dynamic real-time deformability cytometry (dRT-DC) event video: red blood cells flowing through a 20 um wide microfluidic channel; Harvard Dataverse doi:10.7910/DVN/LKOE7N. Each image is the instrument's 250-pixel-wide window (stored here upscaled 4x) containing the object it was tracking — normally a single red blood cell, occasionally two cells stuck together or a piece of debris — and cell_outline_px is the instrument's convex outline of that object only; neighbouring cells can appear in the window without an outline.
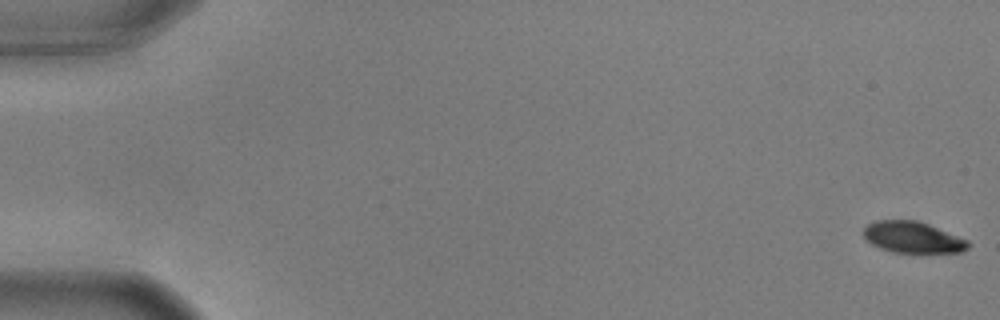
{"species": "common noctule bat (a hibernating species)", "species_latin": "Nyctalus noctula", "temperature_condition": "warm", "stored_images_in_passage": 57, "camera_frame_rate_fps": 3000, "um_per_image_px": 0.085, "animal": {"sex": "male", "body_mass_g": 17.9, "forearm_length_mm": 54.2}, "frame": {"image": 1, "passage_image": 1, "time_ms": 0.0, "image_size_px": [1000, 320], "cell_outline_px": [[972, 244], [964, 252], [892, 252], [880, 248], [872, 244], [864, 236], [864, 228], [868, 224], [876, 220], [916, 220], [928, 224], [968, 240]], "centroid_in_image_um": [77.6, 20.17], "position_along_channel_um": 7.4, "area_um2": 18.96}}
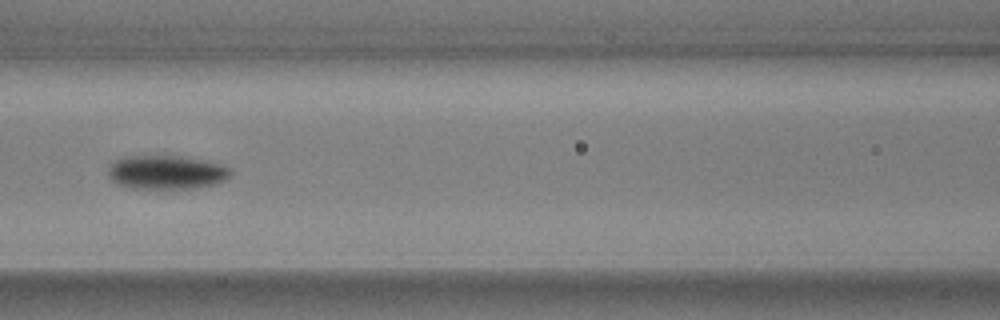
{"frame": {"image": 2, "passage_image": 26, "time_ms": 8.333, "image_size_px": [1000, 320], "cell_outline_px": [[232, 172], [224, 180], [212, 184], [196, 188], [128, 188], [116, 184], [108, 176], [108, 168], [116, 160], [124, 156], [180, 156], [208, 160], [220, 164], [228, 168]], "centroid_in_image_um": [14.11, 14.64], "position_along_channel_um": 152.5, "area_um2": 24.1}}
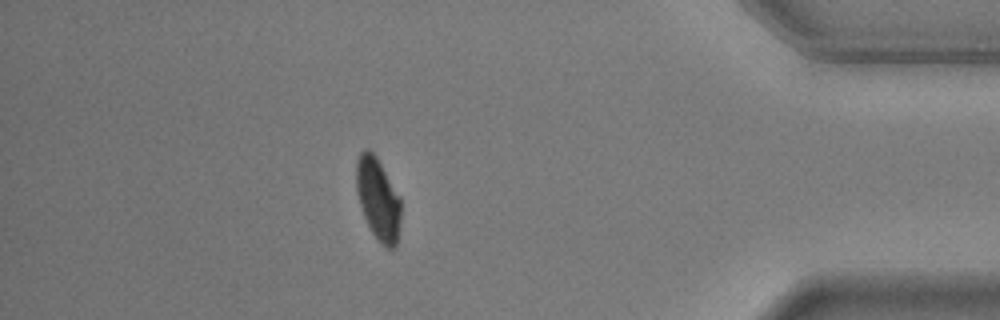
{"frame": {"image": 3, "passage_image": 50, "time_ms": 16.333, "image_size_px": [1000, 320], "cell_outline_px": [[400, 220], [396, 248], [388, 248], [380, 244], [372, 232], [364, 216], [356, 192], [356, 160], [360, 152], [364, 148], [368, 148], [376, 156], [400, 196]], "centroid_in_image_um": [32.12, 16.9], "position_along_channel_um": 403.1, "area_um2": 21.39}, "authors_computed_cell_mechanics": {"area_um2": 22.3686, "velocity_mm_per_s": 3.6094, "shape_relaxation_time_tau1_ms": 2.3249, "shape_relaxation_time_tau2_ms": null, "deformation_change_tau1": 0.1523, "deformation_change_tau2": null}}